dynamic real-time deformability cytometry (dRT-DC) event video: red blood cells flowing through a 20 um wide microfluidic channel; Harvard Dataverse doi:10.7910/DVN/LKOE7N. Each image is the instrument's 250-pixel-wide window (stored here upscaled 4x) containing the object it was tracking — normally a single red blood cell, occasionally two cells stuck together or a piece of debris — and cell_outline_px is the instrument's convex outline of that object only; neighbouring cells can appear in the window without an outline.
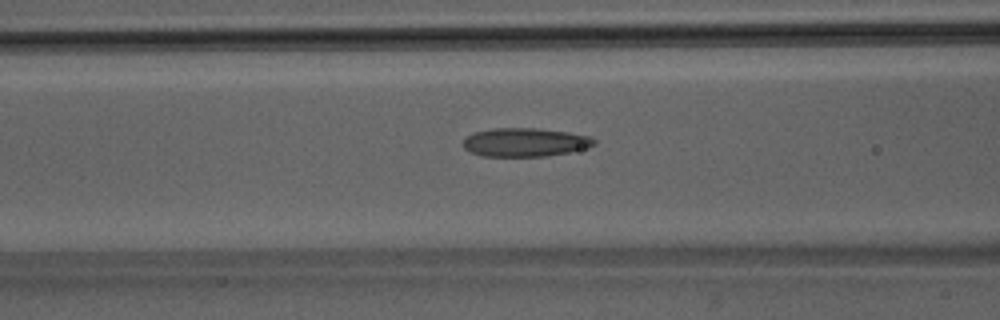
{"species": "Egyptian fruit bat (a non-hibernating species)", "species_latin": "Rousettus aegyptiacus", "temperature_condition": "room temperature", "stored_images_in_passage": 45, "camera_frame_rate_fps": 3000, "um_per_image_px": 0.085, "animal": {"sex": "male"}, "frame": {"image": 1, "passage_image": 19, "time_ms": 6.0, "image_size_px": [1000, 320], "cell_outline_px": [[596, 144], [588, 148], [548, 156], [480, 156], [464, 148], [464, 140], [468, 136], [476, 132], [492, 128], [536, 128], [568, 132], [588, 136], [596, 140]], "centroid_in_image_um": [44.66, 12.09], "position_along_channel_um": 121.9, "area_um2": 21.73}}
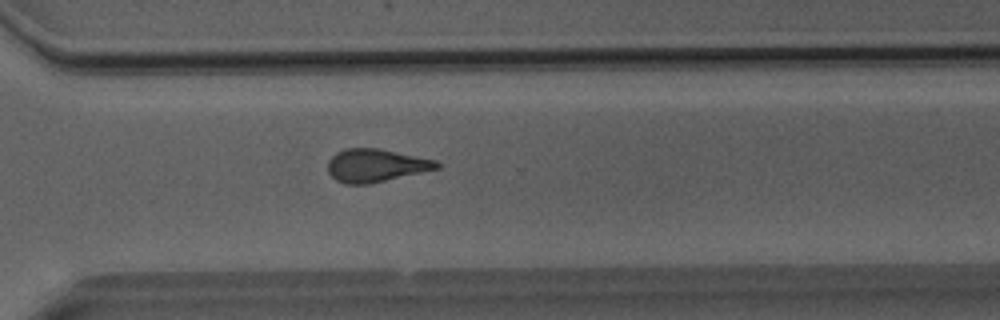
{"frame": {"image": 2, "passage_image": 35, "time_ms": 11.333, "image_size_px": [1000, 320], "cell_outline_px": [[440, 168], [368, 184], [344, 184], [336, 180], [328, 172], [328, 160], [336, 152], [348, 148], [380, 148], [436, 160], [440, 164]], "centroid_in_image_um": [31.93, 14.06], "position_along_channel_um": 338.7, "area_um2": 20.92}}
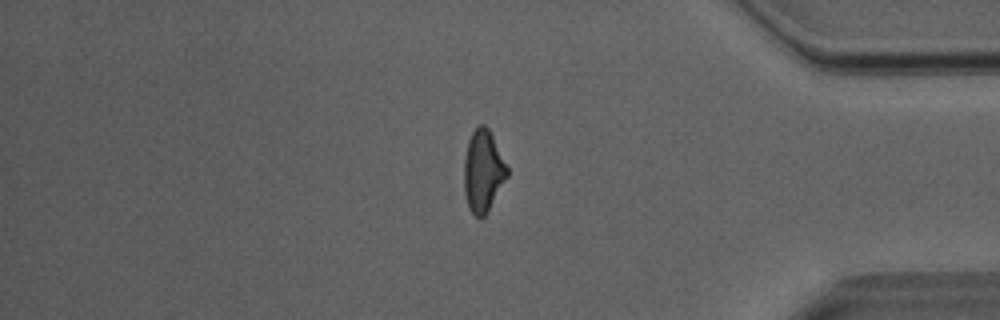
{"frame": {"image": 3, "passage_image": 41, "time_ms": 13.333, "image_size_px": [1000, 320], "cell_outline_px": [[508, 176], [484, 216], [480, 220], [468, 208], [464, 192], [464, 160], [468, 140], [472, 132], [480, 124], [484, 124], [488, 128], [508, 168]], "centroid_in_image_um": [41.04, 14.55], "position_along_channel_um": 394.2, "area_um2": 20.35}}